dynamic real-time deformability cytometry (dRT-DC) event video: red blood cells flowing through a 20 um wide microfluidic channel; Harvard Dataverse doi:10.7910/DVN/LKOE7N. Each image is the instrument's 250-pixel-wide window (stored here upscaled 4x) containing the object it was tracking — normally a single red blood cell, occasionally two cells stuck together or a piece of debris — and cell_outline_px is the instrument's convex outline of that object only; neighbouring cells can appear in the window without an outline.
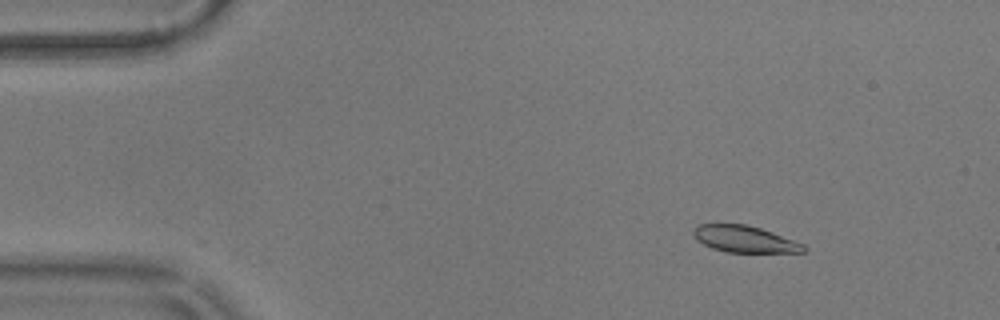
{"species": "common noctule bat (a hibernating species)", "species_latin": "Nyctalus noctula", "temperature_condition": "warm", "stored_images_in_passage": 35, "camera_frame_rate_fps": 3000, "um_per_image_px": 0.085, "animal": {"sex": "male", "body_mass_g": 17.9}, "frame": {"image": 1, "passage_image": 1, "time_ms": 0.0, "image_size_px": [1000, 320], "cell_outline_px": [[808, 248], [804, 252], [728, 252], [712, 248], [696, 240], [692, 232], [700, 224], [744, 224], [760, 228], [772, 232], [804, 244]], "centroid_in_image_um": [63.3, 20.33], "position_along_channel_um": 21.7, "area_um2": 16.94}}
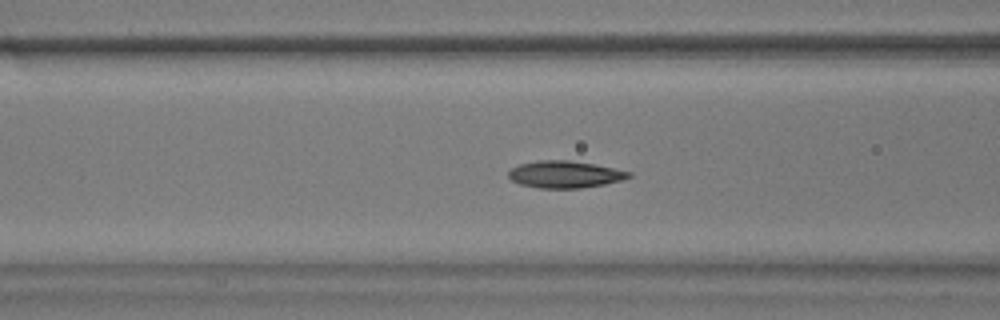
{"frame": {"image": 2, "passage_image": 16, "time_ms": 5.0, "image_size_px": [1000, 320], "cell_outline_px": [[632, 176], [620, 180], [604, 184], [580, 188], [540, 188], [520, 184], [512, 180], [508, 176], [508, 172], [512, 168], [520, 164], [536, 160], [568, 160], [592, 164], [632, 172]], "centroid_in_image_um": [47.99, 14.82], "position_along_channel_um": 118.6, "area_um2": 18.73}}
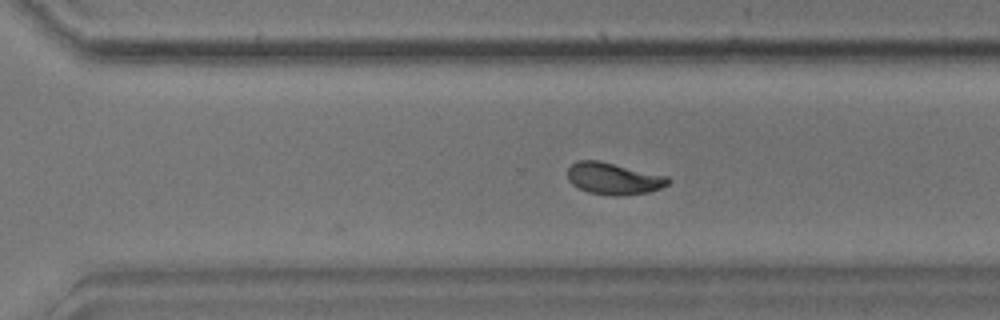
{"frame": {"image": 3, "passage_image": 33, "time_ms": 10.667, "image_size_px": [1000, 320], "cell_outline_px": [[672, 180], [668, 184], [660, 188], [648, 192], [616, 196], [588, 192], [572, 184], [568, 180], [568, 168], [576, 160], [600, 160], [668, 176]], "centroid_in_image_um": [52.16, 15.16], "position_along_channel_um": 318.4, "area_um2": 18.67}}